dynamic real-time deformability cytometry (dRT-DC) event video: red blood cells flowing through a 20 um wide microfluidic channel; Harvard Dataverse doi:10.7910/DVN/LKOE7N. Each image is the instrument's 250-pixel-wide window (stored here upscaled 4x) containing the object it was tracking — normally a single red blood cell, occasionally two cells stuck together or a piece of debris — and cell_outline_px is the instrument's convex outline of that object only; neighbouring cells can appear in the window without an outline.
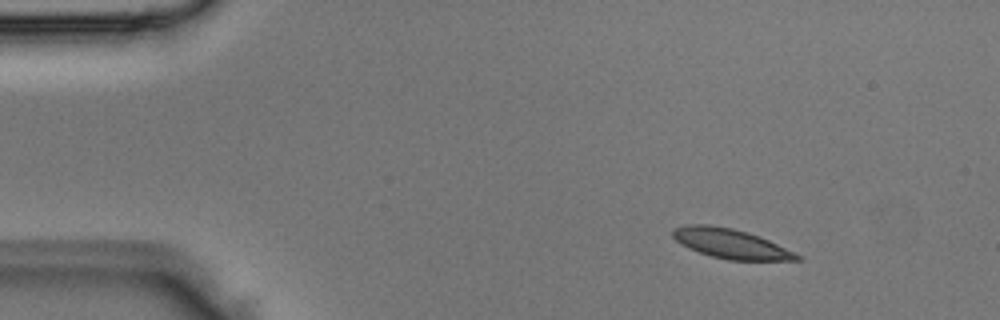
{"species": "Egyptian fruit bat (a non-hibernating species)", "species_latin": "Rousettus aegyptiacus", "temperature_condition": "room temperature", "stored_images_in_passage": 3, "camera_frame_rate_fps": 3000, "um_per_image_px": 0.085, "animal": {"sex": "male"}, "frame": {"image": 1, "passage_image": 1, "time_ms": 0.0, "image_size_px": [1000, 320], "cell_outline_px": [[804, 260], [728, 260], [712, 256], [700, 252], [680, 244], [672, 236], [672, 228], [684, 224], [708, 224], [732, 228], [760, 236], [804, 256]], "centroid_in_image_um": [62.13, 20.7], "position_along_channel_um": 22.9, "area_um2": 21.56}}